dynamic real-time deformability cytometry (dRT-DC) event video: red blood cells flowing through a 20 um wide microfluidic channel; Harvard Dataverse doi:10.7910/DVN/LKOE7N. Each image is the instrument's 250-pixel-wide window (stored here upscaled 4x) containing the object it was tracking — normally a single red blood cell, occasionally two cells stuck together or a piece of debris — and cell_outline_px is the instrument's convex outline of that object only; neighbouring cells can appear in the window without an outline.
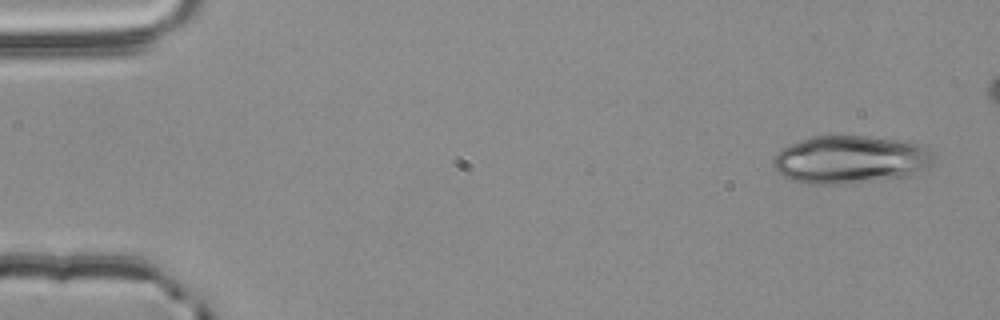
{"species": "common noctule bat (a hibernating species)", "species_latin": "Nyctalus noctula", "temperature_condition": "room temperature", "stored_images_in_passage": 36, "camera_frame_rate_fps": 3000, "um_per_image_px": 0.085, "animal": {"sex": "male", "body_mass_g": 20.4}, "frame": {"image": 1, "passage_image": 1, "time_ms": 0.0, "image_size_px": [1000, 320], "cell_outline_px": [[936, 164], [904, 180], [844, 184], [800, 184], [776, 172], [772, 164], [772, 160], [776, 152], [800, 140], [812, 136], [868, 136], [904, 140], [924, 144], [936, 156]], "centroid_in_image_um": [72.4, 13.6], "position_along_channel_um": 12.6, "area_um2": 46.64}}
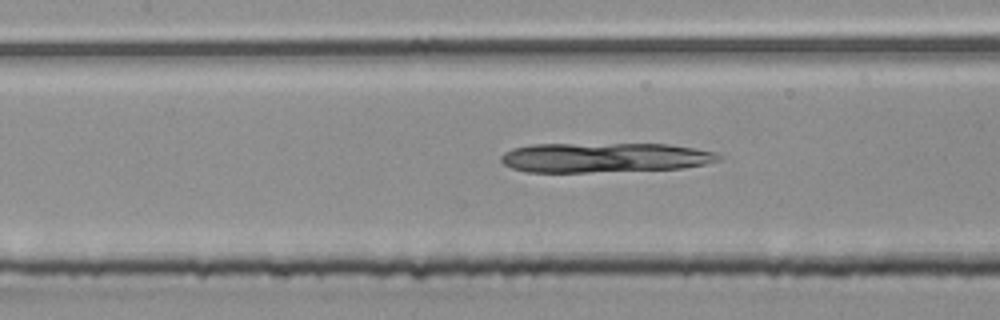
{"frame": {"image": 2, "passage_image": 23, "time_ms": 7.333, "image_size_px": [1000, 320], "cell_outline_px": [[724, 156], [720, 160], [704, 164], [684, 168], [588, 172], [524, 172], [512, 168], [504, 164], [500, 160], [500, 156], [504, 152], [512, 148], [532, 144], [668, 144], [696, 148], [716, 152]], "centroid_in_image_um": [51.38, 13.39], "position_along_channel_um": 156.0, "area_um2": 37.92}}
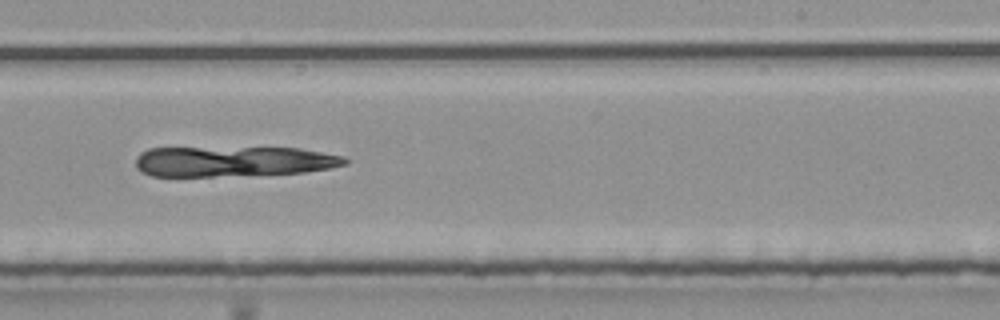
{"frame": {"image": 3, "passage_image": 32, "time_ms": 10.333, "image_size_px": [1000, 320], "cell_outline_px": [[348, 164], [328, 168], [304, 172], [212, 176], [152, 176], [136, 168], [136, 156], [140, 152], [148, 148], [300, 148], [344, 156], [348, 160]], "centroid_in_image_um": [19.82, 13.71], "position_along_channel_um": 269.2, "area_um2": 36.76}}